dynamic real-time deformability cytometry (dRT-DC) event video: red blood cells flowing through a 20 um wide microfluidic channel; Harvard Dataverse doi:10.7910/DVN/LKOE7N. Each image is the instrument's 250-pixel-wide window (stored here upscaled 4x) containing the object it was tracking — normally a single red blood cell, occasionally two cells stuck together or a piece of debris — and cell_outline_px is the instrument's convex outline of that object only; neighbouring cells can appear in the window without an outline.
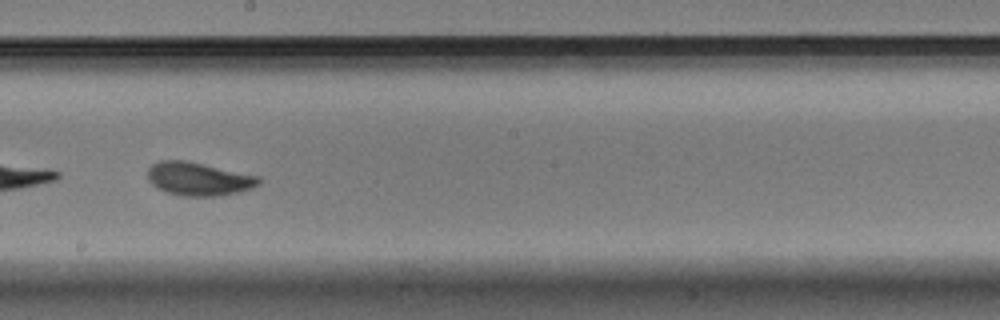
{"species": "Egyptian fruit bat (a non-hibernating species)", "species_latin": "Rousettus aegyptiacus", "temperature_condition": "warm", "stored_images_in_passage": 59, "camera_frame_rate_fps": 3000, "um_per_image_px": 0.085, "animal": {"sex": "male"}, "frame": {"image": 1, "passage_image": 34, "time_ms": 11.0, "image_size_px": [1000, 320], "cell_outline_px": [[260, 184], [252, 188], [240, 192], [220, 196], [180, 196], [164, 192], [156, 188], [148, 180], [148, 168], [152, 164], [160, 160], [184, 160], [260, 176]], "centroid_in_image_um": [16.87, 15.22], "position_along_channel_um": 231.3, "area_um2": 21.79}, "authors_computed_cell_mechanics": {"area_um2": 21.386, "velocity_mm_per_s": 3.4347, "shape_relaxation_time_tau1_ms": 2.2904, "shape_relaxation_time_tau2_ms": 1.2836, "deformation_change_tau1": 0.1153, "deformation_change_tau2": 0.0617}}